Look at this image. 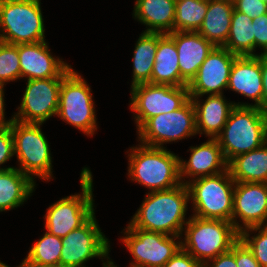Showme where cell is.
<instances>
[{"label": "cell", "instance_id": "6da1fadb", "mask_svg": "<svg viewBox=\"0 0 267 267\" xmlns=\"http://www.w3.org/2000/svg\"><path fill=\"white\" fill-rule=\"evenodd\" d=\"M189 201V191L184 183L148 192L127 227L183 237V228L189 221V217H185Z\"/></svg>", "mask_w": 267, "mask_h": 267}, {"label": "cell", "instance_id": "7a4b0ae2", "mask_svg": "<svg viewBox=\"0 0 267 267\" xmlns=\"http://www.w3.org/2000/svg\"><path fill=\"white\" fill-rule=\"evenodd\" d=\"M128 153V178L149 192L171 189L182 184L180 157L165 148L141 143L131 147Z\"/></svg>", "mask_w": 267, "mask_h": 267}, {"label": "cell", "instance_id": "3957f363", "mask_svg": "<svg viewBox=\"0 0 267 267\" xmlns=\"http://www.w3.org/2000/svg\"><path fill=\"white\" fill-rule=\"evenodd\" d=\"M227 163L267 142V112L254 106H235L216 137Z\"/></svg>", "mask_w": 267, "mask_h": 267}, {"label": "cell", "instance_id": "277c9868", "mask_svg": "<svg viewBox=\"0 0 267 267\" xmlns=\"http://www.w3.org/2000/svg\"><path fill=\"white\" fill-rule=\"evenodd\" d=\"M189 217L182 231L185 237L181 240V248L204 265L229 251L239 239V232L232 222L204 219L192 214Z\"/></svg>", "mask_w": 267, "mask_h": 267}, {"label": "cell", "instance_id": "5b68a950", "mask_svg": "<svg viewBox=\"0 0 267 267\" xmlns=\"http://www.w3.org/2000/svg\"><path fill=\"white\" fill-rule=\"evenodd\" d=\"M193 216L232 222L235 181L229 169L194 179L187 184Z\"/></svg>", "mask_w": 267, "mask_h": 267}, {"label": "cell", "instance_id": "8992f818", "mask_svg": "<svg viewBox=\"0 0 267 267\" xmlns=\"http://www.w3.org/2000/svg\"><path fill=\"white\" fill-rule=\"evenodd\" d=\"M42 125L16 120L9 125L14 138V156L19 162L18 169L33 182L37 177L43 181L53 179L50 145L42 132Z\"/></svg>", "mask_w": 267, "mask_h": 267}, {"label": "cell", "instance_id": "52a82bcc", "mask_svg": "<svg viewBox=\"0 0 267 267\" xmlns=\"http://www.w3.org/2000/svg\"><path fill=\"white\" fill-rule=\"evenodd\" d=\"M81 193L61 198L46 210L45 229L57 236L65 237L81 227L94 213L93 176L88 167L80 174Z\"/></svg>", "mask_w": 267, "mask_h": 267}, {"label": "cell", "instance_id": "ba28073f", "mask_svg": "<svg viewBox=\"0 0 267 267\" xmlns=\"http://www.w3.org/2000/svg\"><path fill=\"white\" fill-rule=\"evenodd\" d=\"M41 0H0V41L27 44L45 41Z\"/></svg>", "mask_w": 267, "mask_h": 267}, {"label": "cell", "instance_id": "9c48e42d", "mask_svg": "<svg viewBox=\"0 0 267 267\" xmlns=\"http://www.w3.org/2000/svg\"><path fill=\"white\" fill-rule=\"evenodd\" d=\"M91 91L82 75L72 69L62 79L56 116L88 137L93 136L98 127Z\"/></svg>", "mask_w": 267, "mask_h": 267}, {"label": "cell", "instance_id": "30bf717a", "mask_svg": "<svg viewBox=\"0 0 267 267\" xmlns=\"http://www.w3.org/2000/svg\"><path fill=\"white\" fill-rule=\"evenodd\" d=\"M138 142L151 147L196 136V112L191 99L181 108L167 114L148 118L138 129Z\"/></svg>", "mask_w": 267, "mask_h": 267}, {"label": "cell", "instance_id": "8fae6325", "mask_svg": "<svg viewBox=\"0 0 267 267\" xmlns=\"http://www.w3.org/2000/svg\"><path fill=\"white\" fill-rule=\"evenodd\" d=\"M130 89L129 107L137 129L148 118L178 110L190 99L188 87L142 83Z\"/></svg>", "mask_w": 267, "mask_h": 267}, {"label": "cell", "instance_id": "7c38bea8", "mask_svg": "<svg viewBox=\"0 0 267 267\" xmlns=\"http://www.w3.org/2000/svg\"><path fill=\"white\" fill-rule=\"evenodd\" d=\"M121 233L120 240L133 257L130 267H163L181 248L182 236L128 227Z\"/></svg>", "mask_w": 267, "mask_h": 267}, {"label": "cell", "instance_id": "4fadbf2b", "mask_svg": "<svg viewBox=\"0 0 267 267\" xmlns=\"http://www.w3.org/2000/svg\"><path fill=\"white\" fill-rule=\"evenodd\" d=\"M95 213L79 228L61 238V267H86L92 258L104 259L110 252V241L101 232Z\"/></svg>", "mask_w": 267, "mask_h": 267}, {"label": "cell", "instance_id": "5bb4252c", "mask_svg": "<svg viewBox=\"0 0 267 267\" xmlns=\"http://www.w3.org/2000/svg\"><path fill=\"white\" fill-rule=\"evenodd\" d=\"M63 78L27 80L21 104L14 119L22 123L44 124L57 116Z\"/></svg>", "mask_w": 267, "mask_h": 267}, {"label": "cell", "instance_id": "9a60e30c", "mask_svg": "<svg viewBox=\"0 0 267 267\" xmlns=\"http://www.w3.org/2000/svg\"><path fill=\"white\" fill-rule=\"evenodd\" d=\"M237 55L225 47H214L188 84L190 97L222 95L227 89L230 71Z\"/></svg>", "mask_w": 267, "mask_h": 267}, {"label": "cell", "instance_id": "2e32d148", "mask_svg": "<svg viewBox=\"0 0 267 267\" xmlns=\"http://www.w3.org/2000/svg\"><path fill=\"white\" fill-rule=\"evenodd\" d=\"M232 223L239 233L267 225V183L235 182Z\"/></svg>", "mask_w": 267, "mask_h": 267}, {"label": "cell", "instance_id": "e0dca14e", "mask_svg": "<svg viewBox=\"0 0 267 267\" xmlns=\"http://www.w3.org/2000/svg\"><path fill=\"white\" fill-rule=\"evenodd\" d=\"M45 41L18 44L21 79L64 78L73 68L51 54Z\"/></svg>", "mask_w": 267, "mask_h": 267}, {"label": "cell", "instance_id": "ac0fdd59", "mask_svg": "<svg viewBox=\"0 0 267 267\" xmlns=\"http://www.w3.org/2000/svg\"><path fill=\"white\" fill-rule=\"evenodd\" d=\"M235 91L254 101L235 103V106H254L263 110V82L260 53L257 56H237L234 59L227 90Z\"/></svg>", "mask_w": 267, "mask_h": 267}, {"label": "cell", "instance_id": "d6986e66", "mask_svg": "<svg viewBox=\"0 0 267 267\" xmlns=\"http://www.w3.org/2000/svg\"><path fill=\"white\" fill-rule=\"evenodd\" d=\"M189 150V160L181 157L179 160L180 179L184 184L200 177L220 174L228 169V163L216 138H208L199 146H191Z\"/></svg>", "mask_w": 267, "mask_h": 267}, {"label": "cell", "instance_id": "ffe728a7", "mask_svg": "<svg viewBox=\"0 0 267 267\" xmlns=\"http://www.w3.org/2000/svg\"><path fill=\"white\" fill-rule=\"evenodd\" d=\"M169 35L178 52L180 76L189 84L215 46L194 31H173Z\"/></svg>", "mask_w": 267, "mask_h": 267}, {"label": "cell", "instance_id": "44dd1931", "mask_svg": "<svg viewBox=\"0 0 267 267\" xmlns=\"http://www.w3.org/2000/svg\"><path fill=\"white\" fill-rule=\"evenodd\" d=\"M200 98L190 97L196 112L197 134L216 138L222 132L236 102L226 100L224 94L207 95L205 100Z\"/></svg>", "mask_w": 267, "mask_h": 267}, {"label": "cell", "instance_id": "7402d4cb", "mask_svg": "<svg viewBox=\"0 0 267 267\" xmlns=\"http://www.w3.org/2000/svg\"><path fill=\"white\" fill-rule=\"evenodd\" d=\"M151 84L173 87L188 86L180 76L178 52L174 39L169 34L158 33V46Z\"/></svg>", "mask_w": 267, "mask_h": 267}, {"label": "cell", "instance_id": "603a6c76", "mask_svg": "<svg viewBox=\"0 0 267 267\" xmlns=\"http://www.w3.org/2000/svg\"><path fill=\"white\" fill-rule=\"evenodd\" d=\"M176 0H136L133 17L146 26L144 32H173Z\"/></svg>", "mask_w": 267, "mask_h": 267}, {"label": "cell", "instance_id": "cb8c5ba5", "mask_svg": "<svg viewBox=\"0 0 267 267\" xmlns=\"http://www.w3.org/2000/svg\"><path fill=\"white\" fill-rule=\"evenodd\" d=\"M234 3L229 0H208V10L199 30L216 47H224L228 39Z\"/></svg>", "mask_w": 267, "mask_h": 267}, {"label": "cell", "instance_id": "d4e9b609", "mask_svg": "<svg viewBox=\"0 0 267 267\" xmlns=\"http://www.w3.org/2000/svg\"><path fill=\"white\" fill-rule=\"evenodd\" d=\"M36 182L17 167L0 171V212L22 206L35 191Z\"/></svg>", "mask_w": 267, "mask_h": 267}, {"label": "cell", "instance_id": "484cf974", "mask_svg": "<svg viewBox=\"0 0 267 267\" xmlns=\"http://www.w3.org/2000/svg\"><path fill=\"white\" fill-rule=\"evenodd\" d=\"M228 169L235 182L267 183V142L233 158Z\"/></svg>", "mask_w": 267, "mask_h": 267}, {"label": "cell", "instance_id": "4316f807", "mask_svg": "<svg viewBox=\"0 0 267 267\" xmlns=\"http://www.w3.org/2000/svg\"><path fill=\"white\" fill-rule=\"evenodd\" d=\"M158 46V33L142 32L136 41L133 52L132 85L150 83L155 55Z\"/></svg>", "mask_w": 267, "mask_h": 267}, {"label": "cell", "instance_id": "83f0119b", "mask_svg": "<svg viewBox=\"0 0 267 267\" xmlns=\"http://www.w3.org/2000/svg\"><path fill=\"white\" fill-rule=\"evenodd\" d=\"M224 47L237 56L259 55L255 53L252 18L233 10L228 39Z\"/></svg>", "mask_w": 267, "mask_h": 267}, {"label": "cell", "instance_id": "f1b7e54d", "mask_svg": "<svg viewBox=\"0 0 267 267\" xmlns=\"http://www.w3.org/2000/svg\"><path fill=\"white\" fill-rule=\"evenodd\" d=\"M208 0H176L173 31H194L201 27Z\"/></svg>", "mask_w": 267, "mask_h": 267}, {"label": "cell", "instance_id": "f546056e", "mask_svg": "<svg viewBox=\"0 0 267 267\" xmlns=\"http://www.w3.org/2000/svg\"><path fill=\"white\" fill-rule=\"evenodd\" d=\"M61 250V238L46 231L42 238L31 246L25 258L37 265L60 266Z\"/></svg>", "mask_w": 267, "mask_h": 267}, {"label": "cell", "instance_id": "4dcf8cb0", "mask_svg": "<svg viewBox=\"0 0 267 267\" xmlns=\"http://www.w3.org/2000/svg\"><path fill=\"white\" fill-rule=\"evenodd\" d=\"M18 79H21L18 45L0 41V84Z\"/></svg>", "mask_w": 267, "mask_h": 267}, {"label": "cell", "instance_id": "1f68e13d", "mask_svg": "<svg viewBox=\"0 0 267 267\" xmlns=\"http://www.w3.org/2000/svg\"><path fill=\"white\" fill-rule=\"evenodd\" d=\"M257 233L251 236L252 233ZM239 238L252 251L261 267H267V225L254 226L239 233Z\"/></svg>", "mask_w": 267, "mask_h": 267}, {"label": "cell", "instance_id": "d6a6232c", "mask_svg": "<svg viewBox=\"0 0 267 267\" xmlns=\"http://www.w3.org/2000/svg\"><path fill=\"white\" fill-rule=\"evenodd\" d=\"M14 157V138L10 126L0 127V165H4ZM0 171H6L14 166L1 167Z\"/></svg>", "mask_w": 267, "mask_h": 267}, {"label": "cell", "instance_id": "836d02e7", "mask_svg": "<svg viewBox=\"0 0 267 267\" xmlns=\"http://www.w3.org/2000/svg\"><path fill=\"white\" fill-rule=\"evenodd\" d=\"M253 35L256 48H260L261 54H267V13L252 19Z\"/></svg>", "mask_w": 267, "mask_h": 267}, {"label": "cell", "instance_id": "e575fe53", "mask_svg": "<svg viewBox=\"0 0 267 267\" xmlns=\"http://www.w3.org/2000/svg\"><path fill=\"white\" fill-rule=\"evenodd\" d=\"M234 9L254 19L267 13V4L261 0H234Z\"/></svg>", "mask_w": 267, "mask_h": 267}, {"label": "cell", "instance_id": "d590c367", "mask_svg": "<svg viewBox=\"0 0 267 267\" xmlns=\"http://www.w3.org/2000/svg\"><path fill=\"white\" fill-rule=\"evenodd\" d=\"M234 256L237 267H261L252 251L240 238L234 243Z\"/></svg>", "mask_w": 267, "mask_h": 267}, {"label": "cell", "instance_id": "8d00e7d4", "mask_svg": "<svg viewBox=\"0 0 267 267\" xmlns=\"http://www.w3.org/2000/svg\"><path fill=\"white\" fill-rule=\"evenodd\" d=\"M163 267H204V264L197 261L187 251L180 248Z\"/></svg>", "mask_w": 267, "mask_h": 267}, {"label": "cell", "instance_id": "74e56055", "mask_svg": "<svg viewBox=\"0 0 267 267\" xmlns=\"http://www.w3.org/2000/svg\"><path fill=\"white\" fill-rule=\"evenodd\" d=\"M204 267H237L234 256V244L229 251L209 260Z\"/></svg>", "mask_w": 267, "mask_h": 267}, {"label": "cell", "instance_id": "f35d334b", "mask_svg": "<svg viewBox=\"0 0 267 267\" xmlns=\"http://www.w3.org/2000/svg\"><path fill=\"white\" fill-rule=\"evenodd\" d=\"M260 66L263 82V111L267 112V54H260Z\"/></svg>", "mask_w": 267, "mask_h": 267}, {"label": "cell", "instance_id": "ab89813d", "mask_svg": "<svg viewBox=\"0 0 267 267\" xmlns=\"http://www.w3.org/2000/svg\"><path fill=\"white\" fill-rule=\"evenodd\" d=\"M4 86L5 85L0 84V127L9 126L15 120L14 116H12L9 120L5 119Z\"/></svg>", "mask_w": 267, "mask_h": 267}, {"label": "cell", "instance_id": "60d3db41", "mask_svg": "<svg viewBox=\"0 0 267 267\" xmlns=\"http://www.w3.org/2000/svg\"><path fill=\"white\" fill-rule=\"evenodd\" d=\"M17 267H61V266H42L34 264L30 261H28L26 258L22 260V263Z\"/></svg>", "mask_w": 267, "mask_h": 267}, {"label": "cell", "instance_id": "b9f144b4", "mask_svg": "<svg viewBox=\"0 0 267 267\" xmlns=\"http://www.w3.org/2000/svg\"><path fill=\"white\" fill-rule=\"evenodd\" d=\"M110 254H107L104 258V260L102 259V267H117V265L114 264V261H112V259L110 260V256H108ZM130 267V266H129Z\"/></svg>", "mask_w": 267, "mask_h": 267}, {"label": "cell", "instance_id": "7bdbcfd3", "mask_svg": "<svg viewBox=\"0 0 267 267\" xmlns=\"http://www.w3.org/2000/svg\"><path fill=\"white\" fill-rule=\"evenodd\" d=\"M0 267H11V266H8L7 264H5L4 262H1L0 260Z\"/></svg>", "mask_w": 267, "mask_h": 267}, {"label": "cell", "instance_id": "ee69618b", "mask_svg": "<svg viewBox=\"0 0 267 267\" xmlns=\"http://www.w3.org/2000/svg\"><path fill=\"white\" fill-rule=\"evenodd\" d=\"M10 1H30V0H10Z\"/></svg>", "mask_w": 267, "mask_h": 267}, {"label": "cell", "instance_id": "f6af8a7d", "mask_svg": "<svg viewBox=\"0 0 267 267\" xmlns=\"http://www.w3.org/2000/svg\"><path fill=\"white\" fill-rule=\"evenodd\" d=\"M263 3L267 4V0H261Z\"/></svg>", "mask_w": 267, "mask_h": 267}]
</instances>
